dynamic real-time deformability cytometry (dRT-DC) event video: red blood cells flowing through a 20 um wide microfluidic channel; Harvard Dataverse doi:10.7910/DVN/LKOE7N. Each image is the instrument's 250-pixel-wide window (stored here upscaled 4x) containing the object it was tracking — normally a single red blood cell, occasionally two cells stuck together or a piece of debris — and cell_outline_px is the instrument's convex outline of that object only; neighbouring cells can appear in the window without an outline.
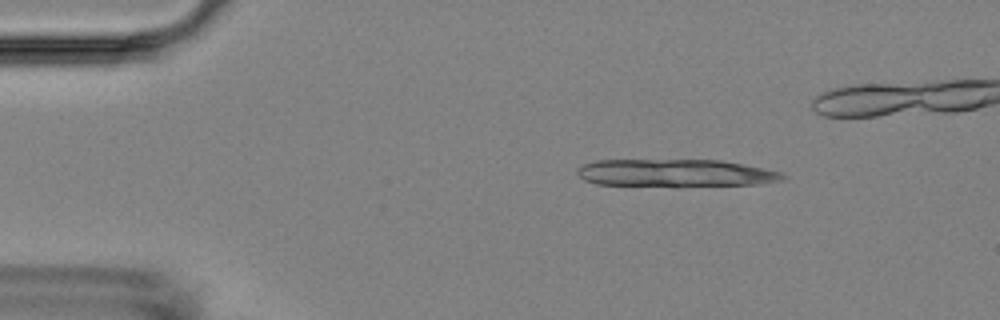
{"species": "Egyptian fruit bat (a non-hibernating species)", "species_latin": "Rousettus aegyptiacus", "temperature_condition": "room temperature", "stored_images_in_passage": 3, "camera_frame_rate_fps": 3000, "um_per_image_px": 0.085, "animal": {"sex": "female"}, "frame": {"image": 1, "passage_image": 1, "time_ms": 0.0, "image_size_px": [1000, 320], "cell_outline_px": [[788, 176], [784, 180], [760, 184], [680, 188], [676, 188], [596, 184], [584, 180], [576, 172], [584, 164], [596, 160], [720, 160], [744, 164], [780, 172]], "centroid_in_image_um": [57.46, 14.75], "position_along_channel_um": 27.5, "area_um2": 34.16}}